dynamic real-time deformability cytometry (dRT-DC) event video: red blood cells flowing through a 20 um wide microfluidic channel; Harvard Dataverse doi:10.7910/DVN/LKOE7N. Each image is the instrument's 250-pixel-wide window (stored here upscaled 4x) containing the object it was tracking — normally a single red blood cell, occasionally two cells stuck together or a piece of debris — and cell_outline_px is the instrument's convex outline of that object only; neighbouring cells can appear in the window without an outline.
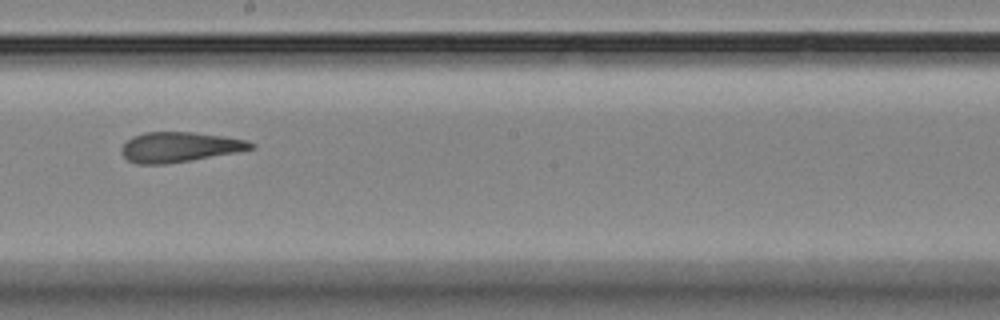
{"species": "Egyptian fruit bat (a non-hibernating species)", "species_latin": "Rousettus aegyptiacus", "temperature_condition": "room temperature", "stored_images_in_passage": 12, "camera_frame_rate_fps": 3000, "um_per_image_px": 0.085, "animal": {"sex": "female"}, "frame": {"image": 1, "passage_image": 6, "time_ms": 5.667, "image_size_px": [1000, 320], "cell_outline_px": [[256, 148], [236, 152], [192, 160], [164, 164], [136, 164], [128, 160], [120, 152], [120, 148], [132, 136], [144, 132], [192, 132], [224, 136], [248, 140], [256, 144]], "centroid_in_image_um": [15.27, 12.5], "position_along_channel_um": 232.9, "area_um2": 22.77}}
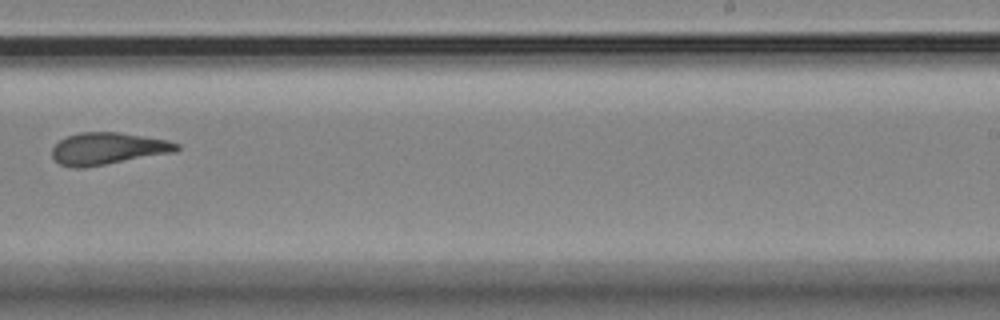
{"frame": {"image": 2, "passage_image": 7, "time_ms": 7.0, "image_size_px": [1000, 320], "cell_outline_px": [[180, 148], [176, 152], [84, 168], [72, 168], [60, 164], [52, 156], [52, 148], [60, 140], [68, 136], [80, 132], [116, 132], [168, 140], [180, 144]], "centroid_in_image_um": [9.18, 12.64], "position_along_channel_um": 279.8, "area_um2": 23.24}}
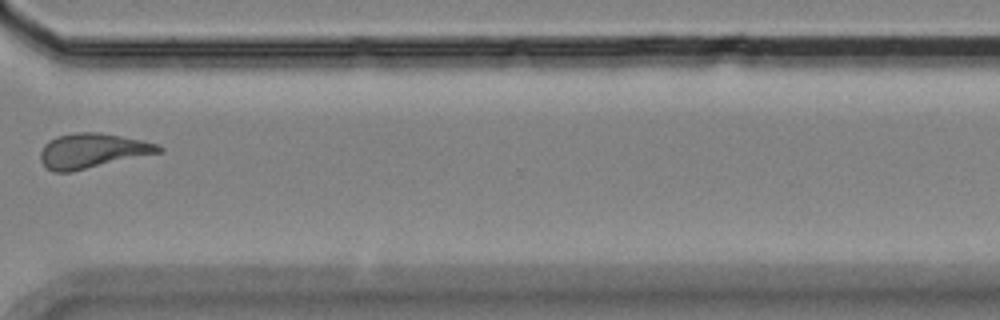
{"frame": {"image": 3, "passage_image": 9, "time_ms": 9.333, "image_size_px": [1000, 320], "cell_outline_px": [[164, 148], [160, 152], [72, 172], [52, 172], [40, 160], [40, 152], [44, 144], [48, 140], [56, 136], [76, 132], [100, 132], [144, 140], [156, 144]], "centroid_in_image_um": [7.82, 12.81], "position_along_channel_um": 362.8, "area_um2": 23.99}, "authors_computed_cell_mechanics": {"area_um2": 23.2645, "velocity_mm_per_s": 3.526, "shape_relaxation_time_tau1_ms": null, "shape_relaxation_time_tau2_ms": 3.3238, "deformation_change_tau1": null, "deformation_change_tau2": 0.1126}}